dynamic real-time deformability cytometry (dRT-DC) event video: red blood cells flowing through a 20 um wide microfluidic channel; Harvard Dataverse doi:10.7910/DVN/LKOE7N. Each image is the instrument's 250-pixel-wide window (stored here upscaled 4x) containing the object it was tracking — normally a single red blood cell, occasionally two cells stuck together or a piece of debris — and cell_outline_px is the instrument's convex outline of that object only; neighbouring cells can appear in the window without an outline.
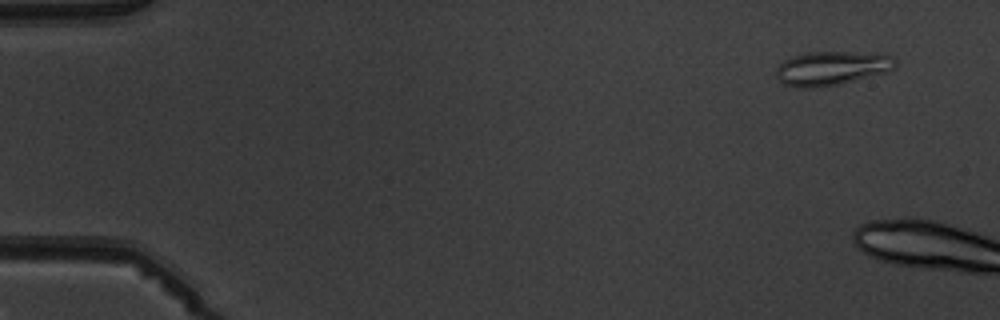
{"species": "common noctule bat (a hibernating species)", "species_latin": "Nyctalus noctula", "temperature_condition": "warm", "stored_images_in_passage": 8, "camera_frame_rate_fps": 3000, "um_per_image_px": 0.085, "animal": {"sex": "male", "body_mass_g": 19.5, "forearm_length_mm": 54.6}, "frame": {"image": 1, "passage_image": 1, "time_ms": 0.0, "image_size_px": [1000, 320], "cell_outline_px": [[896, 68], [888, 72], [840, 84], [808, 88], [796, 88], [784, 84], [776, 76], [776, 68], [784, 60], [792, 56], [808, 52], [848, 52], [892, 56], [896, 60]], "centroid_in_image_um": [70.68, 5.81], "position_along_channel_um": 14.3, "area_um2": 23.52}}
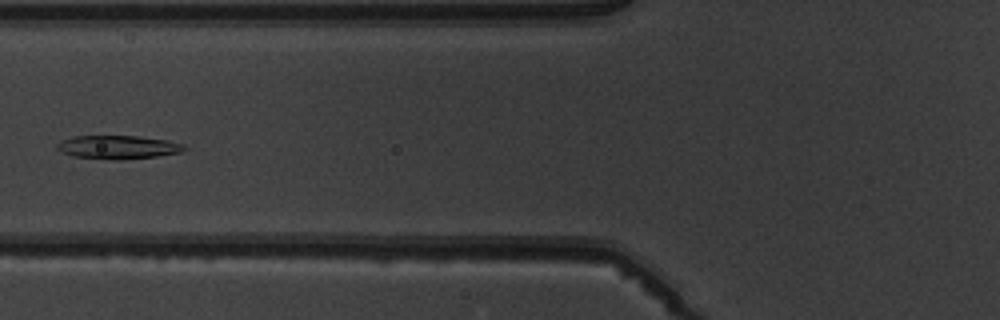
{"frame": {"image": 2, "passage_image": 7, "time_ms": 8.0, "image_size_px": [1000, 320], "cell_outline_px": [[188, 148], [180, 152], [156, 156], [120, 160], [116, 160], [72, 156], [56, 148], [56, 144], [64, 140], [76, 136], [136, 136], [164, 140], [184, 144]], "centroid_in_image_um": [10.04, 12.51], "position_along_channel_um": 115.8, "area_um2": 17.11}}
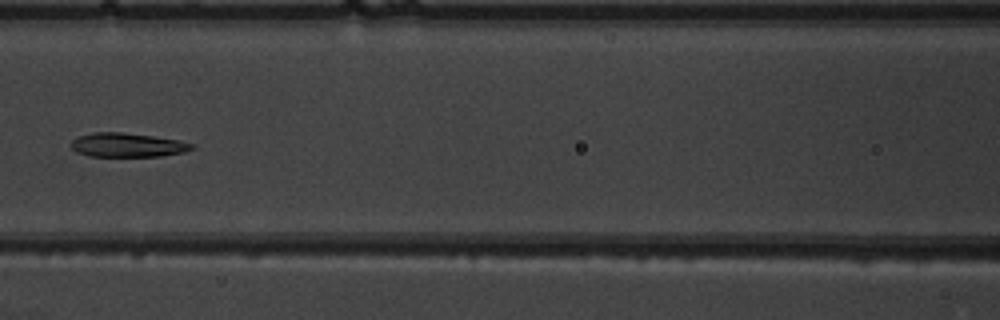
{"frame": {"image": 3, "passage_image": 8, "time_ms": 9.0, "image_size_px": [1000, 320], "cell_outline_px": [[196, 148], [184, 152], [160, 156], [88, 156], [76, 152], [72, 148], [72, 140], [80, 136], [92, 132], [124, 132], [180, 140], [196, 144]], "centroid_in_image_um": [10.88, 12.32], "position_along_channel_um": 155.7, "area_um2": 16.99}}